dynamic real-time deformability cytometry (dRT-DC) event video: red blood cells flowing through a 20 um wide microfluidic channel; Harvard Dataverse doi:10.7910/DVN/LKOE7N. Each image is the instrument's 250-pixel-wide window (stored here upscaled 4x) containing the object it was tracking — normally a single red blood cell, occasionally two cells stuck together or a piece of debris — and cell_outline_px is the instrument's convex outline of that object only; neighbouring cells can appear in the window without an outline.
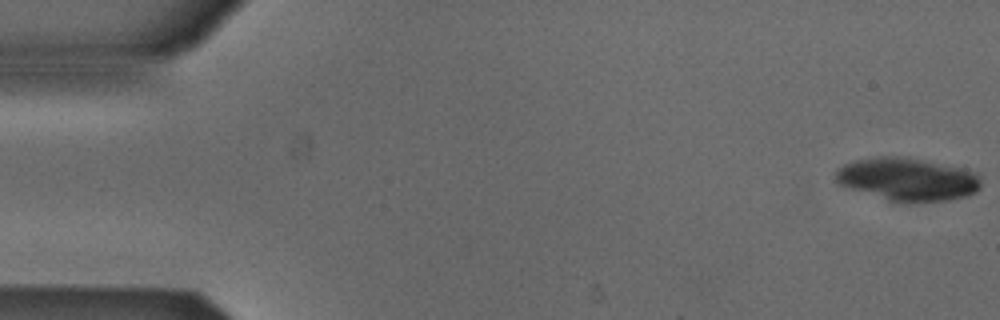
{"species": "Egyptian fruit bat (a non-hibernating species)", "species_latin": "Rousettus aegyptiacus", "temperature_condition": "cold", "stored_images_in_passage": 53, "camera_frame_rate_fps": 3000, "um_per_image_px": 0.085, "animal": {"sex": "male"}, "frame": {"image": 1, "passage_image": 1, "time_ms": 0.0, "image_size_px": [1000, 320], "cell_outline_px": [[980, 188], [976, 192], [964, 196], [948, 200], [888, 200], [848, 188], [836, 184], [836, 168], [844, 164], [856, 160], [880, 156], [908, 156], [960, 168], [972, 172], [980, 180]], "centroid_in_image_um": [77.07, 15.2], "position_along_channel_um": 7.9, "area_um2": 35.72}}
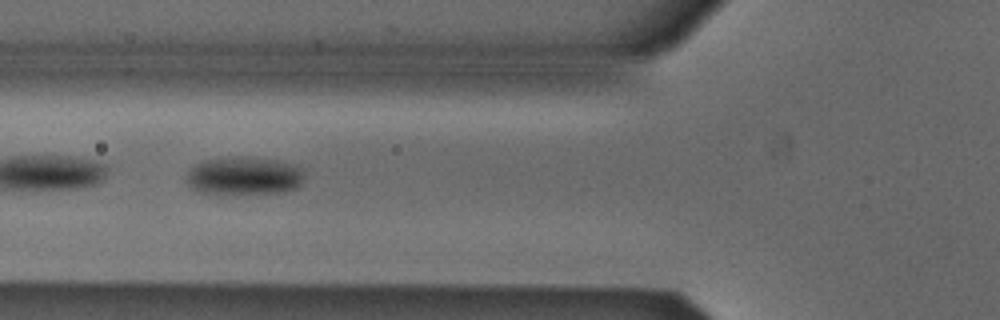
{"frame": {"image": 2, "passage_image": 20, "time_ms": 6.333, "image_size_px": [1000, 320], "cell_outline_px": [[304, 176], [300, 184], [296, 188], [284, 192], [236, 196], [208, 196], [192, 188], [188, 184], [188, 172], [196, 164], [204, 160], [236, 156], [248, 156], [276, 160], [304, 168]], "centroid_in_image_um": [20.74, 15.0], "position_along_channel_um": 105.1, "area_um2": 27.28}}
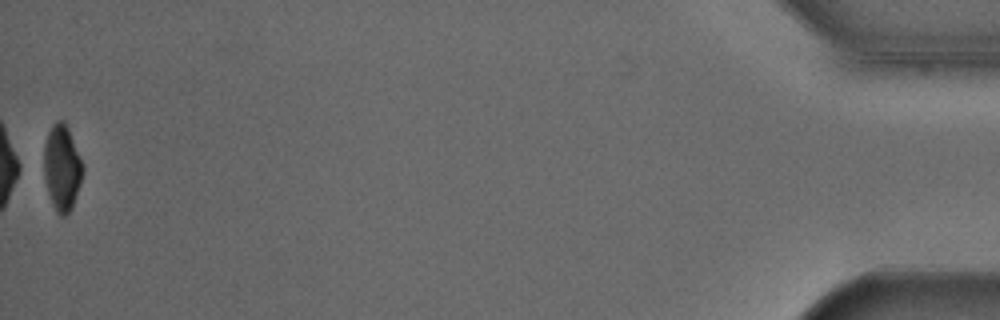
{"frame": {"image": 3, "passage_image": 53, "time_ms": 17.333, "image_size_px": [1000, 320], "cell_outline_px": [[84, 172], [72, 208], [64, 216], [60, 216], [56, 212], [52, 204], [48, 192], [44, 176], [44, 144], [48, 132], [52, 124], [56, 120], [64, 120], [68, 128], [84, 168]], "centroid_in_image_um": [5.26, 14.25], "position_along_channel_um": 429.9, "area_um2": 19.36}, "authors_computed_cell_mechanics": {"area_um2": 26.3568, "velocity_mm_per_s": 3.8784, "shape_relaxation_time_tau1_ms": 3.236, "shape_relaxation_time_tau2_ms": null, "deformation_change_tau1": 0.0834, "deformation_change_tau2": null}}